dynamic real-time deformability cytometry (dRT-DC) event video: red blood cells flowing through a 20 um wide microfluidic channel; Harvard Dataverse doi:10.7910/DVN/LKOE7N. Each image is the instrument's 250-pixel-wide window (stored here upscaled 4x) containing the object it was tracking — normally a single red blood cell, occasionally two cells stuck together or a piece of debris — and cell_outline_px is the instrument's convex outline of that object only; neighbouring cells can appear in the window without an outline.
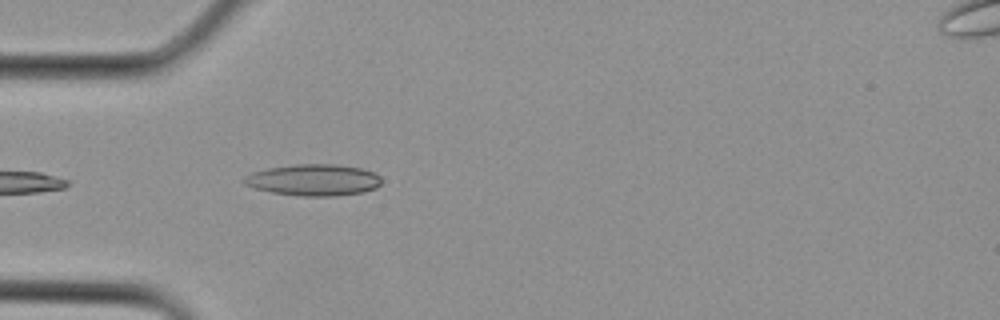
{"species": "Egyptian fruit bat (a non-hibernating species)", "species_latin": "Rousettus aegyptiacus", "temperature_condition": "cold", "stored_images_in_passage": 3, "camera_frame_rate_fps": 3000, "um_per_image_px": 0.085, "animal": {"sex": "female"}, "frame": {"image": 1, "passage_image": 2, "time_ms": 0.333, "image_size_px": [1000, 320], "cell_outline_px": [[380, 184], [376, 188], [364, 192], [336, 196], [300, 196], [272, 192], [256, 188], [244, 184], [240, 180], [244, 176], [252, 172], [268, 168], [296, 164], [336, 164], [360, 168], [376, 172], [380, 176]], "centroid_in_image_um": [26.66, 15.29], "position_along_channel_um": 58.3, "area_um2": 25.37}}